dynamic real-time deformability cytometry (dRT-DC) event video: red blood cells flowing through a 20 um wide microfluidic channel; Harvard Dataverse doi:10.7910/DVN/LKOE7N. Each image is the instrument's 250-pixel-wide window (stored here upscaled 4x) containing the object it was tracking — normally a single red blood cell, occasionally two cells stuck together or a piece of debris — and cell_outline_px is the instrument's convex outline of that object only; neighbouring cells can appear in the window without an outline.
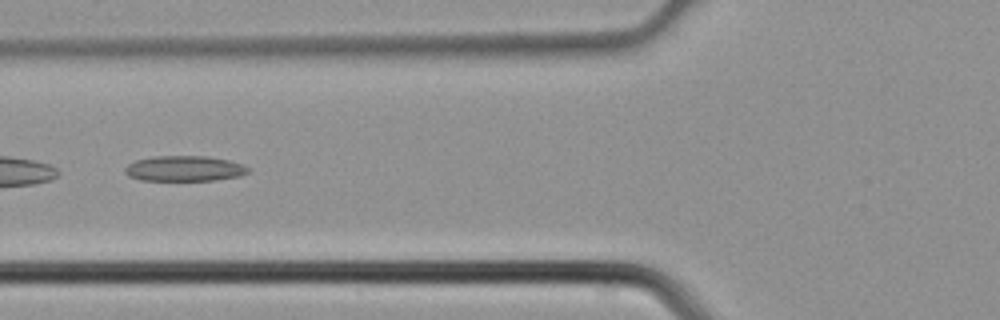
{"species": "common noctule bat (a hibernating species)", "species_latin": "Nyctalus noctula", "temperature_condition": "cold", "stored_images_in_passage": 3, "camera_frame_rate_fps": 3000, "um_per_image_px": 0.085, "animal": {"sex": "male", "body_mass_g": 21.5, "forearm_length_mm": 52.0}, "frame": {"image": 1, "passage_image": 2, "time_ms": 0.333, "image_size_px": [1000, 320], "cell_outline_px": [[248, 172], [240, 176], [212, 180], [140, 180], [128, 176], [124, 172], [124, 168], [128, 164], [136, 160], [152, 156], [208, 156], [228, 160], [240, 164], [248, 168]], "centroid_in_image_um": [15.62, 14.32], "position_along_channel_um": 110.2, "area_um2": 18.15}}
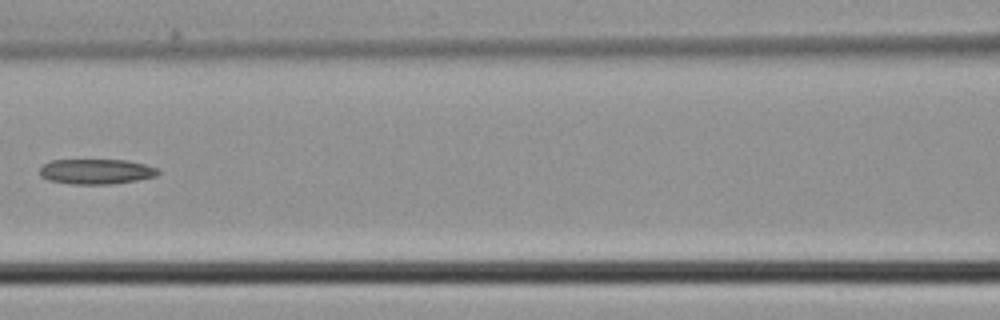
{"frame": {"image": 2, "passage_image": 3, "time_ms": 0.667, "image_size_px": [1000, 320], "cell_outline_px": [[160, 172], [156, 176], [136, 180], [112, 184], [72, 184], [48, 180], [40, 176], [40, 168], [44, 164], [52, 160], [128, 160], [144, 164], [156, 168]], "centroid_in_image_um": [8.16, 14.58], "position_along_channel_um": 158.4, "area_um2": 17.28}}